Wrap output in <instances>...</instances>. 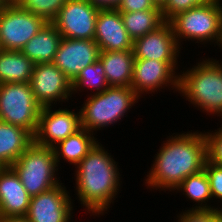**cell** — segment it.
<instances>
[{"label": "cell", "instance_id": "obj_1", "mask_svg": "<svg viewBox=\"0 0 222 222\" xmlns=\"http://www.w3.org/2000/svg\"><path fill=\"white\" fill-rule=\"evenodd\" d=\"M144 184L147 189L172 192L185 178L204 169L207 157L206 135L202 131L174 133L163 140Z\"/></svg>", "mask_w": 222, "mask_h": 222}, {"label": "cell", "instance_id": "obj_2", "mask_svg": "<svg viewBox=\"0 0 222 222\" xmlns=\"http://www.w3.org/2000/svg\"><path fill=\"white\" fill-rule=\"evenodd\" d=\"M103 146L98 142L75 166L72 177L76 181L74 193L78 203L94 217L108 214L122 186L120 166Z\"/></svg>", "mask_w": 222, "mask_h": 222}, {"label": "cell", "instance_id": "obj_3", "mask_svg": "<svg viewBox=\"0 0 222 222\" xmlns=\"http://www.w3.org/2000/svg\"><path fill=\"white\" fill-rule=\"evenodd\" d=\"M207 58L179 72L178 93L204 114L222 118V61Z\"/></svg>", "mask_w": 222, "mask_h": 222}, {"label": "cell", "instance_id": "obj_4", "mask_svg": "<svg viewBox=\"0 0 222 222\" xmlns=\"http://www.w3.org/2000/svg\"><path fill=\"white\" fill-rule=\"evenodd\" d=\"M139 99L131 87L124 86H109L100 93L87 95L79 107L81 126L94 134L109 125L114 126L126 117Z\"/></svg>", "mask_w": 222, "mask_h": 222}, {"label": "cell", "instance_id": "obj_5", "mask_svg": "<svg viewBox=\"0 0 222 222\" xmlns=\"http://www.w3.org/2000/svg\"><path fill=\"white\" fill-rule=\"evenodd\" d=\"M222 0L192 7L174 16L169 22L172 25L176 42L181 48L182 44L189 42L201 44L204 47L214 44L222 47ZM185 39V40H184ZM182 43V44H181ZM208 43V44H207ZM205 44H207L205 46Z\"/></svg>", "mask_w": 222, "mask_h": 222}, {"label": "cell", "instance_id": "obj_6", "mask_svg": "<svg viewBox=\"0 0 222 222\" xmlns=\"http://www.w3.org/2000/svg\"><path fill=\"white\" fill-rule=\"evenodd\" d=\"M11 167L31 197L62 183L52 147H43L33 142Z\"/></svg>", "mask_w": 222, "mask_h": 222}, {"label": "cell", "instance_id": "obj_7", "mask_svg": "<svg viewBox=\"0 0 222 222\" xmlns=\"http://www.w3.org/2000/svg\"><path fill=\"white\" fill-rule=\"evenodd\" d=\"M41 108L30 83L0 84V121L25 128L34 136Z\"/></svg>", "mask_w": 222, "mask_h": 222}, {"label": "cell", "instance_id": "obj_8", "mask_svg": "<svg viewBox=\"0 0 222 222\" xmlns=\"http://www.w3.org/2000/svg\"><path fill=\"white\" fill-rule=\"evenodd\" d=\"M47 22L11 0L0 11V44L4 50L20 51Z\"/></svg>", "mask_w": 222, "mask_h": 222}, {"label": "cell", "instance_id": "obj_9", "mask_svg": "<svg viewBox=\"0 0 222 222\" xmlns=\"http://www.w3.org/2000/svg\"><path fill=\"white\" fill-rule=\"evenodd\" d=\"M178 63L157 61L155 59H135L131 88L140 98L143 97L142 95L155 94V92L158 93V91H162L161 89L167 88H172L173 93H178V66H180Z\"/></svg>", "mask_w": 222, "mask_h": 222}, {"label": "cell", "instance_id": "obj_10", "mask_svg": "<svg viewBox=\"0 0 222 222\" xmlns=\"http://www.w3.org/2000/svg\"><path fill=\"white\" fill-rule=\"evenodd\" d=\"M30 84L41 107L73 101L72 81L52 62L35 64Z\"/></svg>", "mask_w": 222, "mask_h": 222}, {"label": "cell", "instance_id": "obj_11", "mask_svg": "<svg viewBox=\"0 0 222 222\" xmlns=\"http://www.w3.org/2000/svg\"><path fill=\"white\" fill-rule=\"evenodd\" d=\"M99 10L88 0H67L51 23L62 37L94 39Z\"/></svg>", "mask_w": 222, "mask_h": 222}, {"label": "cell", "instance_id": "obj_12", "mask_svg": "<svg viewBox=\"0 0 222 222\" xmlns=\"http://www.w3.org/2000/svg\"><path fill=\"white\" fill-rule=\"evenodd\" d=\"M55 106L42 107L39 115L37 131L34 142L43 147H54L57 143L65 140L69 135L76 133L82 128L80 111L63 109ZM53 108V109H52Z\"/></svg>", "mask_w": 222, "mask_h": 222}, {"label": "cell", "instance_id": "obj_13", "mask_svg": "<svg viewBox=\"0 0 222 222\" xmlns=\"http://www.w3.org/2000/svg\"><path fill=\"white\" fill-rule=\"evenodd\" d=\"M63 184L31 197L25 217L30 222H71L75 200Z\"/></svg>", "mask_w": 222, "mask_h": 222}, {"label": "cell", "instance_id": "obj_14", "mask_svg": "<svg viewBox=\"0 0 222 222\" xmlns=\"http://www.w3.org/2000/svg\"><path fill=\"white\" fill-rule=\"evenodd\" d=\"M100 49L94 39H69L63 37L53 64L71 81L86 67L99 59Z\"/></svg>", "mask_w": 222, "mask_h": 222}, {"label": "cell", "instance_id": "obj_15", "mask_svg": "<svg viewBox=\"0 0 222 222\" xmlns=\"http://www.w3.org/2000/svg\"><path fill=\"white\" fill-rule=\"evenodd\" d=\"M181 49L178 46L172 25L165 21L156 30L133 41L135 59H150L163 62H178Z\"/></svg>", "mask_w": 222, "mask_h": 222}, {"label": "cell", "instance_id": "obj_16", "mask_svg": "<svg viewBox=\"0 0 222 222\" xmlns=\"http://www.w3.org/2000/svg\"><path fill=\"white\" fill-rule=\"evenodd\" d=\"M94 40L100 51L133 50V40L128 35L117 9H100L96 19Z\"/></svg>", "mask_w": 222, "mask_h": 222}, {"label": "cell", "instance_id": "obj_17", "mask_svg": "<svg viewBox=\"0 0 222 222\" xmlns=\"http://www.w3.org/2000/svg\"><path fill=\"white\" fill-rule=\"evenodd\" d=\"M31 196L12 167H0V216H26Z\"/></svg>", "mask_w": 222, "mask_h": 222}, {"label": "cell", "instance_id": "obj_18", "mask_svg": "<svg viewBox=\"0 0 222 222\" xmlns=\"http://www.w3.org/2000/svg\"><path fill=\"white\" fill-rule=\"evenodd\" d=\"M33 142L25 128L0 121V167H11Z\"/></svg>", "mask_w": 222, "mask_h": 222}, {"label": "cell", "instance_id": "obj_19", "mask_svg": "<svg viewBox=\"0 0 222 222\" xmlns=\"http://www.w3.org/2000/svg\"><path fill=\"white\" fill-rule=\"evenodd\" d=\"M99 60L109 86L131 87L135 60L133 50L100 51Z\"/></svg>", "mask_w": 222, "mask_h": 222}, {"label": "cell", "instance_id": "obj_20", "mask_svg": "<svg viewBox=\"0 0 222 222\" xmlns=\"http://www.w3.org/2000/svg\"><path fill=\"white\" fill-rule=\"evenodd\" d=\"M62 38L56 27L47 22L20 51L35 64L53 62Z\"/></svg>", "mask_w": 222, "mask_h": 222}, {"label": "cell", "instance_id": "obj_21", "mask_svg": "<svg viewBox=\"0 0 222 222\" xmlns=\"http://www.w3.org/2000/svg\"><path fill=\"white\" fill-rule=\"evenodd\" d=\"M96 134L81 128L76 133L69 135L65 140L57 143L53 148L57 165L62 161L76 166L99 142ZM62 160V161H61Z\"/></svg>", "mask_w": 222, "mask_h": 222}, {"label": "cell", "instance_id": "obj_22", "mask_svg": "<svg viewBox=\"0 0 222 222\" xmlns=\"http://www.w3.org/2000/svg\"><path fill=\"white\" fill-rule=\"evenodd\" d=\"M35 63L21 51L0 50V84L30 83Z\"/></svg>", "mask_w": 222, "mask_h": 222}, {"label": "cell", "instance_id": "obj_23", "mask_svg": "<svg viewBox=\"0 0 222 222\" xmlns=\"http://www.w3.org/2000/svg\"><path fill=\"white\" fill-rule=\"evenodd\" d=\"M174 192L176 194L182 192L187 197L186 199L192 200L193 203L196 202L192 205V209H211L220 206L219 204H217L218 206L210 205L212 195L209 179L204 169L185 178L172 193Z\"/></svg>", "mask_w": 222, "mask_h": 222}, {"label": "cell", "instance_id": "obj_24", "mask_svg": "<svg viewBox=\"0 0 222 222\" xmlns=\"http://www.w3.org/2000/svg\"><path fill=\"white\" fill-rule=\"evenodd\" d=\"M120 13L126 31L133 41L156 30L165 22L161 10Z\"/></svg>", "mask_w": 222, "mask_h": 222}, {"label": "cell", "instance_id": "obj_25", "mask_svg": "<svg viewBox=\"0 0 222 222\" xmlns=\"http://www.w3.org/2000/svg\"><path fill=\"white\" fill-rule=\"evenodd\" d=\"M108 87L103 64L98 59L93 64L86 66L72 81V94H78L88 89L91 92L89 95H92L100 93Z\"/></svg>", "mask_w": 222, "mask_h": 222}, {"label": "cell", "instance_id": "obj_26", "mask_svg": "<svg viewBox=\"0 0 222 222\" xmlns=\"http://www.w3.org/2000/svg\"><path fill=\"white\" fill-rule=\"evenodd\" d=\"M19 7L52 22L67 0H13Z\"/></svg>", "mask_w": 222, "mask_h": 222}, {"label": "cell", "instance_id": "obj_27", "mask_svg": "<svg viewBox=\"0 0 222 222\" xmlns=\"http://www.w3.org/2000/svg\"><path fill=\"white\" fill-rule=\"evenodd\" d=\"M220 218V207L211 209L188 208L177 214L176 222H218Z\"/></svg>", "mask_w": 222, "mask_h": 222}, {"label": "cell", "instance_id": "obj_28", "mask_svg": "<svg viewBox=\"0 0 222 222\" xmlns=\"http://www.w3.org/2000/svg\"><path fill=\"white\" fill-rule=\"evenodd\" d=\"M215 0H167L161 8L162 17L165 21H170L177 14L191 9L198 5H204Z\"/></svg>", "mask_w": 222, "mask_h": 222}, {"label": "cell", "instance_id": "obj_29", "mask_svg": "<svg viewBox=\"0 0 222 222\" xmlns=\"http://www.w3.org/2000/svg\"><path fill=\"white\" fill-rule=\"evenodd\" d=\"M204 170L209 179L212 202H215L217 200L218 203H221L222 202V166L212 163L211 161L207 159L204 165ZM213 199L215 201H213Z\"/></svg>", "mask_w": 222, "mask_h": 222}, {"label": "cell", "instance_id": "obj_30", "mask_svg": "<svg viewBox=\"0 0 222 222\" xmlns=\"http://www.w3.org/2000/svg\"><path fill=\"white\" fill-rule=\"evenodd\" d=\"M207 141V157L212 163L222 166V124L215 131H204Z\"/></svg>", "mask_w": 222, "mask_h": 222}, {"label": "cell", "instance_id": "obj_31", "mask_svg": "<svg viewBox=\"0 0 222 222\" xmlns=\"http://www.w3.org/2000/svg\"><path fill=\"white\" fill-rule=\"evenodd\" d=\"M119 12H137L143 10H161L153 0H122L116 8Z\"/></svg>", "mask_w": 222, "mask_h": 222}, {"label": "cell", "instance_id": "obj_32", "mask_svg": "<svg viewBox=\"0 0 222 222\" xmlns=\"http://www.w3.org/2000/svg\"><path fill=\"white\" fill-rule=\"evenodd\" d=\"M99 9H116L122 0H88Z\"/></svg>", "mask_w": 222, "mask_h": 222}, {"label": "cell", "instance_id": "obj_33", "mask_svg": "<svg viewBox=\"0 0 222 222\" xmlns=\"http://www.w3.org/2000/svg\"><path fill=\"white\" fill-rule=\"evenodd\" d=\"M0 222H30L25 216H0Z\"/></svg>", "mask_w": 222, "mask_h": 222}, {"label": "cell", "instance_id": "obj_34", "mask_svg": "<svg viewBox=\"0 0 222 222\" xmlns=\"http://www.w3.org/2000/svg\"><path fill=\"white\" fill-rule=\"evenodd\" d=\"M167 0H153V2L156 4L157 7L162 8Z\"/></svg>", "mask_w": 222, "mask_h": 222}, {"label": "cell", "instance_id": "obj_35", "mask_svg": "<svg viewBox=\"0 0 222 222\" xmlns=\"http://www.w3.org/2000/svg\"><path fill=\"white\" fill-rule=\"evenodd\" d=\"M11 0H0V11L10 2Z\"/></svg>", "mask_w": 222, "mask_h": 222}, {"label": "cell", "instance_id": "obj_36", "mask_svg": "<svg viewBox=\"0 0 222 222\" xmlns=\"http://www.w3.org/2000/svg\"><path fill=\"white\" fill-rule=\"evenodd\" d=\"M220 214H221V218H222V205H221V208H220Z\"/></svg>", "mask_w": 222, "mask_h": 222}]
</instances>
